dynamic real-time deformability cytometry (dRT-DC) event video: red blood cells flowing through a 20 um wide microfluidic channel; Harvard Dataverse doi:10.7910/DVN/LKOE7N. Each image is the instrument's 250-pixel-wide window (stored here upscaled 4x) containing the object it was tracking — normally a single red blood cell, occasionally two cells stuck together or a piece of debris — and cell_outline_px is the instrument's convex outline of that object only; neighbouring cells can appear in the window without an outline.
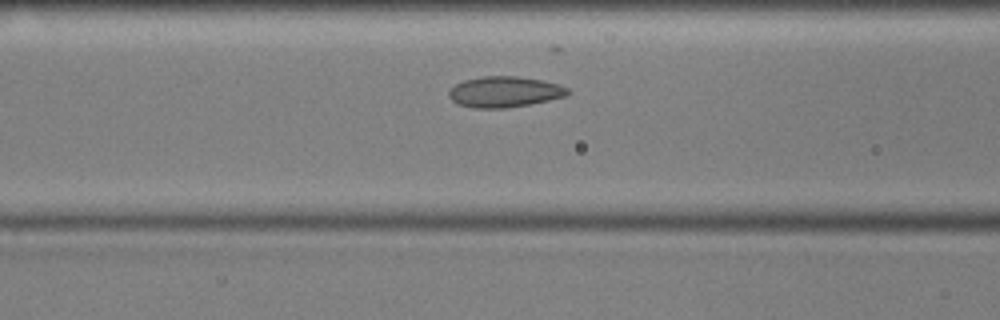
{"species": "common noctule bat (a hibernating species)", "species_latin": "Nyctalus noctula", "temperature_condition": "cold", "stored_images_in_passage": 37, "camera_frame_rate_fps": 3000, "um_per_image_px": 0.085, "animal": {"sex": "male", "body_mass_g": 17.9, "forearm_length_mm": 54.2}, "frame": {"image": 1, "passage_image": 14, "time_ms": 4.333, "image_size_px": [1000, 320], "cell_outline_px": [[568, 92], [564, 96], [548, 100], [528, 104], [504, 108], [472, 108], [456, 104], [448, 96], [448, 92], [456, 84], [464, 80], [484, 76], [516, 76], [540, 80], [560, 84], [568, 88]], "centroid_in_image_um": [42.84, 7.81], "position_along_channel_um": 123.8, "area_um2": 21.15}}
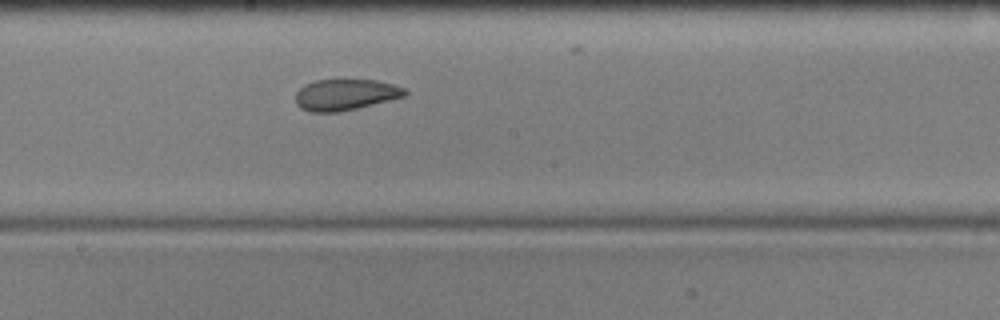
{"frame": {"image": 2, "passage_image": 22, "time_ms": 7.0, "image_size_px": [1000, 320], "cell_outline_px": [[408, 92], [404, 96], [340, 112], [312, 112], [300, 108], [296, 104], [296, 92], [304, 84], [316, 80], [376, 80], [392, 84], [404, 88]], "centroid_in_image_um": [29.32, 8.04], "position_along_channel_um": 218.9, "area_um2": 19.65}}
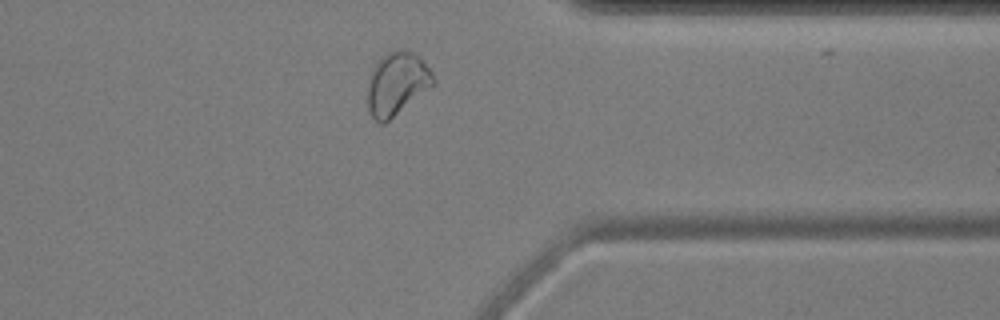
{"frame": {"image": 3, "passage_image": 36, "time_ms": 11.667, "image_size_px": [1000, 320], "cell_outline_px": [[436, 84], [384, 124], [380, 124], [372, 116], [368, 108], [368, 76], [372, 68], [380, 56], [388, 52], [400, 48], [412, 52], [420, 56], [432, 72], [436, 80]], "centroid_in_image_um": [33.74, 7.08], "position_along_channel_um": 377.7, "area_um2": 24.51}}